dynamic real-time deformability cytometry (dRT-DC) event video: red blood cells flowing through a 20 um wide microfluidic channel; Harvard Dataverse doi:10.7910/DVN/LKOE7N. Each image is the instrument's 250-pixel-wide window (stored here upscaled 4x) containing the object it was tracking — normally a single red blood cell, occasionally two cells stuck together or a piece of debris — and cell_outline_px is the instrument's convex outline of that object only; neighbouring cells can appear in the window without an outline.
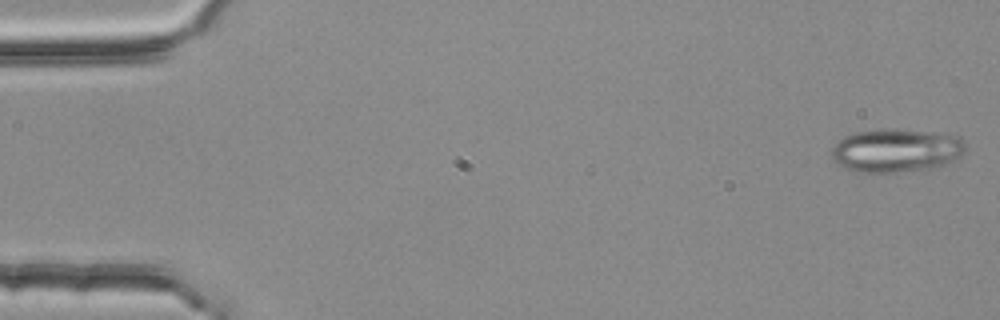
{"species": "common noctule bat (a hibernating species)", "species_latin": "Nyctalus noctula", "temperature_condition": "room temperature", "stored_images_in_passage": 41, "camera_frame_rate_fps": 3000, "um_per_image_px": 0.085, "animal": {"sex": "female", "body_mass_g": 25.1}, "frame": {"image": 1, "passage_image": 1, "time_ms": 0.0, "image_size_px": [1000, 320], "cell_outline_px": [[964, 148], [960, 156], [952, 160], [940, 164], [924, 168], [896, 172], [856, 172], [840, 164], [832, 156], [832, 144], [844, 136], [856, 132], [876, 128], [888, 128], [960, 136], [964, 140]], "centroid_in_image_um": [76.1, 12.76], "position_along_channel_um": 8.9, "area_um2": 33.23}}
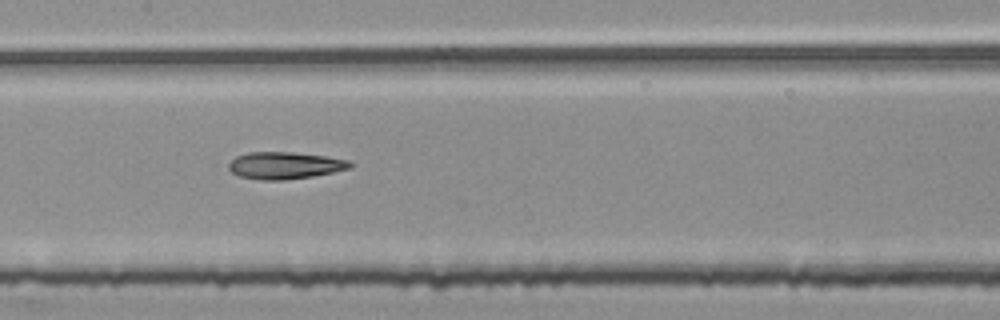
{"frame": {"image": 2, "passage_image": 26, "time_ms": 8.333, "image_size_px": [1000, 320], "cell_outline_px": [[352, 168], [312, 176], [284, 180], [260, 180], [240, 176], [232, 172], [228, 168], [228, 164], [236, 156], [248, 152], [292, 152], [324, 156], [348, 160], [352, 164]], "centroid_in_image_um": [24.19, 14.06], "position_along_channel_um": 183.2, "area_um2": 19.02}}
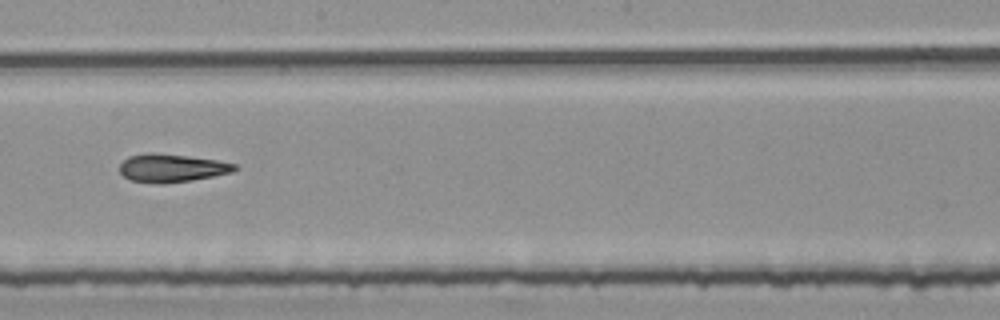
{"frame": {"image": 3, "passage_image": 30, "time_ms": 9.667, "image_size_px": [1000, 320], "cell_outline_px": [[236, 168], [232, 172], [192, 180], [160, 184], [156, 184], [128, 180], [120, 172], [120, 164], [128, 156], [188, 156], [216, 160], [236, 164]], "centroid_in_image_um": [14.61, 14.34], "position_along_channel_um": 233.6, "area_um2": 17.92}}